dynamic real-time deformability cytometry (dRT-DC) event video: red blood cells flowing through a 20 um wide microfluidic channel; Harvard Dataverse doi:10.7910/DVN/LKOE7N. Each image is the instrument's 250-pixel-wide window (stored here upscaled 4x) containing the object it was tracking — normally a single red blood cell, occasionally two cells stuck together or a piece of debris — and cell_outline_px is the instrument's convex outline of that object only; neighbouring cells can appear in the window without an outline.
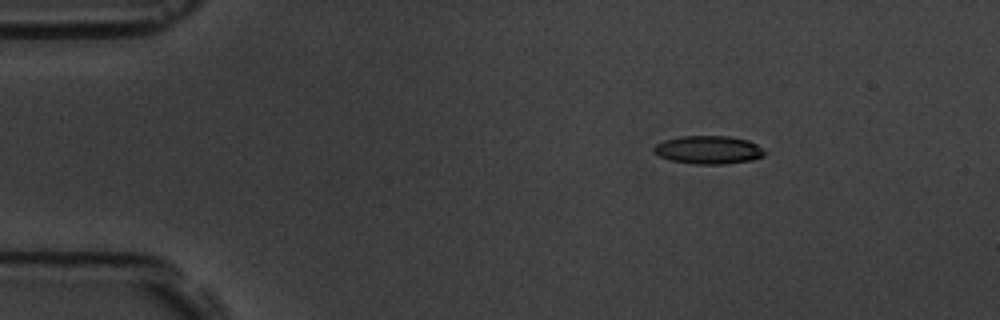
{"species": "common noctule bat (a hibernating species)", "species_latin": "Nyctalus noctula", "temperature_condition": "room temperature", "stored_images_in_passage": 4, "camera_frame_rate_fps": 3000, "um_per_image_px": 0.085, "animal": {"sex": "male", "body_mass_g": 19.5, "forearm_length_mm": 54.6}, "frame": {"image": 1, "passage_image": 1, "time_ms": 0.0, "image_size_px": [1000, 320], "cell_outline_px": [[768, 152], [764, 156], [752, 160], [724, 164], [696, 164], [672, 160], [660, 156], [652, 152], [652, 148], [656, 144], [664, 140], [680, 136], [728, 136], [748, 140], [756, 144]], "centroid_in_image_um": [60.23, 12.73], "position_along_channel_um": 24.8, "area_um2": 18.26}}
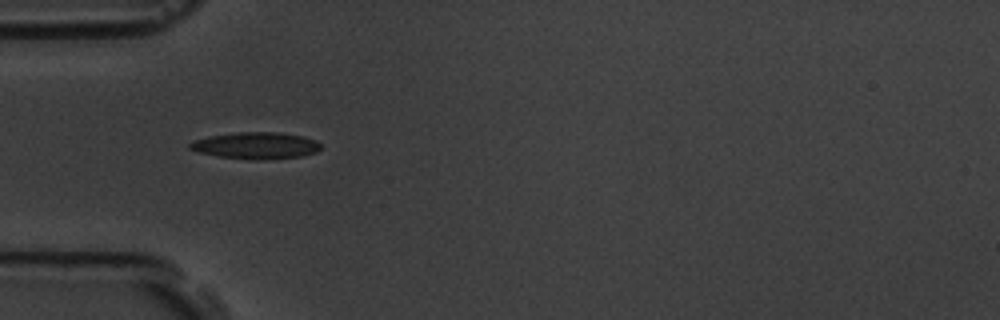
{"frame": {"image": 2, "passage_image": 3, "time_ms": 3.0, "image_size_px": [1000, 320], "cell_outline_px": [[320, 148], [316, 152], [304, 156], [264, 160], [248, 160], [220, 156], [200, 152], [188, 148], [188, 144], [192, 140], [208, 136], [236, 132], [276, 132], [304, 136], [316, 140], [320, 144]], "centroid_in_image_um": [21.75, 12.37], "position_along_channel_um": 63.2, "area_um2": 20.58}}
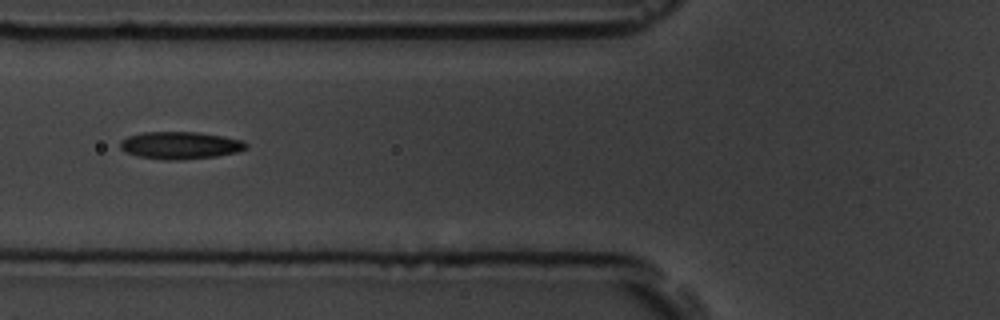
{"frame": {"image": 3, "passage_image": 4, "time_ms": 4.333, "image_size_px": [1000, 320], "cell_outline_px": [[248, 148], [236, 152], [216, 156], [180, 160], [160, 160], [140, 156], [124, 152], [120, 148], [120, 140], [128, 136], [144, 132], [196, 132], [224, 136], [244, 140], [248, 144]], "centroid_in_image_um": [15.32, 12.35], "position_along_channel_um": 110.5, "area_um2": 20.23}}